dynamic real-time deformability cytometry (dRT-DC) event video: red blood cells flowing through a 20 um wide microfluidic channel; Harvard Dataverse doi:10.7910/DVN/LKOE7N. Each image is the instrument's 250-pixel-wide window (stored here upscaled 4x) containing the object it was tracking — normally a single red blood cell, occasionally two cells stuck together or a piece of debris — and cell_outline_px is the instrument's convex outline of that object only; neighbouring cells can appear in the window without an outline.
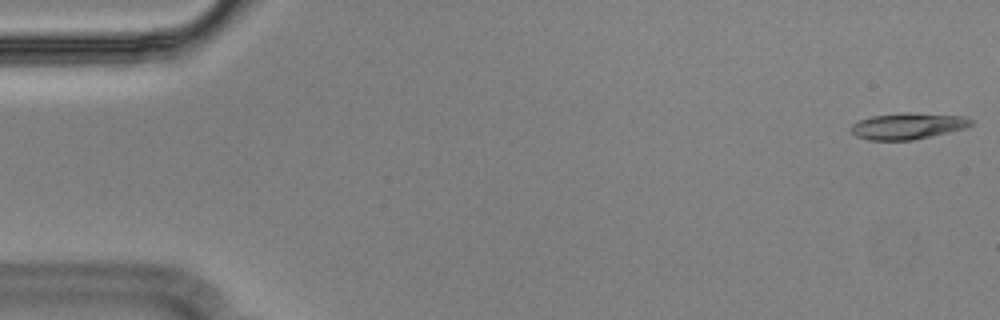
{"species": "Egyptian fruit bat (a non-hibernating species)", "species_latin": "Rousettus aegyptiacus", "temperature_condition": "cold", "stored_images_in_passage": 55, "segment_of_instrument_passage": [1, 2], "camera_frame_rate_fps": 3000, "um_per_image_px": 0.085, "animal": {"sex": "male"}, "frame": {"image": 1, "passage_image": 1, "time_ms": 0.0, "image_size_px": [1000, 320], "cell_outline_px": [[972, 124], [964, 128], [912, 140], [868, 140], [856, 136], [852, 132], [852, 124], [860, 120], [872, 116], [904, 112], [908, 112], [964, 116], [972, 120]], "centroid_in_image_um": [77.14, 10.7], "position_along_channel_um": 7.9, "area_um2": 18.15}}
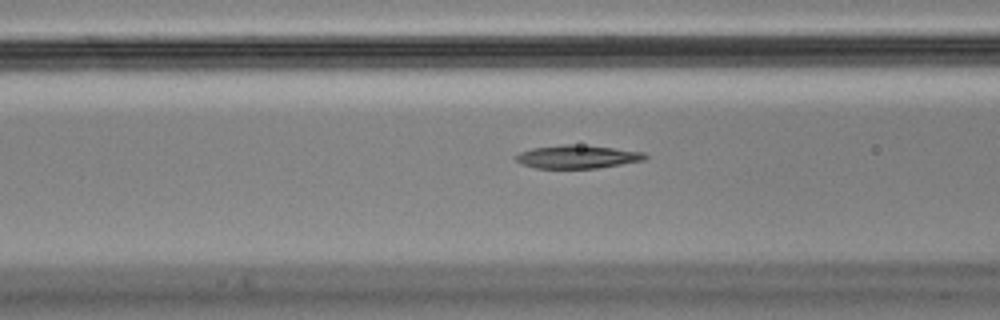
{"frame": {"image": 2, "passage_image": 21, "time_ms": 6.667, "image_size_px": [1000, 320], "cell_outline_px": [[648, 156], [644, 160], [596, 168], [536, 168], [524, 164], [516, 160], [516, 156], [520, 152], [532, 148], [564, 144], [572, 144], [612, 148], [644, 152]], "centroid_in_image_um": [49.08, 13.32], "position_along_channel_um": 117.5, "area_um2": 17.17}}
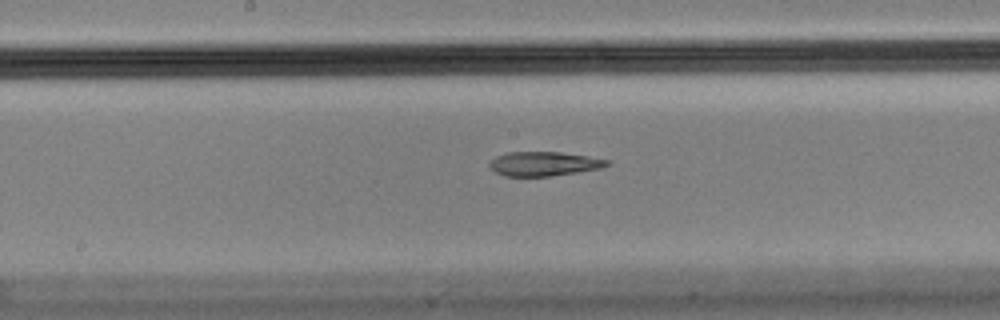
{"frame": {"image": 3, "passage_image": 28, "time_ms": 9.0, "image_size_px": [1000, 320], "cell_outline_px": [[612, 164], [600, 168], [576, 172], [548, 176], [504, 176], [488, 168], [488, 164], [496, 156], [508, 152], [560, 152], [608, 160]], "centroid_in_image_um": [46.18, 13.92], "position_along_channel_um": 202.0, "area_um2": 16.42}}